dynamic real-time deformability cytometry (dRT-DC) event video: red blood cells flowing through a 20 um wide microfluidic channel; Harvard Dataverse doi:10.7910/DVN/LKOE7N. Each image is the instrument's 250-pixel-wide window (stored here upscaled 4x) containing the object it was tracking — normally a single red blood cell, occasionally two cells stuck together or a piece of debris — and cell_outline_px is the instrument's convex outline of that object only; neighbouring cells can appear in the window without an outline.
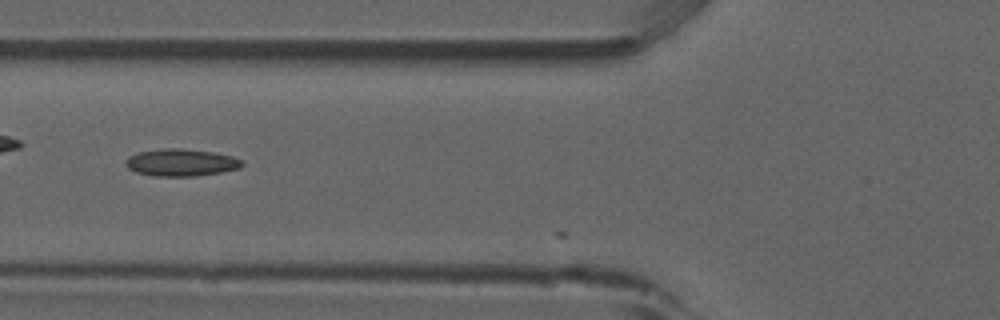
{"species": "common noctule bat (a hibernating species)", "species_latin": "Nyctalus noctula", "temperature_condition": "room temperature", "stored_images_in_passage": 4, "camera_frame_rate_fps": 3000, "um_per_image_px": 0.085, "animal": {"sex": "male", "forearm_length_mm": 52.5}, "frame": {"image": 1, "passage_image": 3, "time_ms": 0.667, "image_size_px": [1000, 320], "cell_outline_px": [[244, 164], [240, 168], [220, 172], [196, 176], [152, 176], [136, 172], [128, 168], [124, 164], [124, 160], [128, 156], [136, 152], [164, 148], [180, 148], [212, 152], [232, 156], [244, 160]], "centroid_in_image_um": [15.36, 13.81], "position_along_channel_um": 110.4, "area_um2": 18.67}}